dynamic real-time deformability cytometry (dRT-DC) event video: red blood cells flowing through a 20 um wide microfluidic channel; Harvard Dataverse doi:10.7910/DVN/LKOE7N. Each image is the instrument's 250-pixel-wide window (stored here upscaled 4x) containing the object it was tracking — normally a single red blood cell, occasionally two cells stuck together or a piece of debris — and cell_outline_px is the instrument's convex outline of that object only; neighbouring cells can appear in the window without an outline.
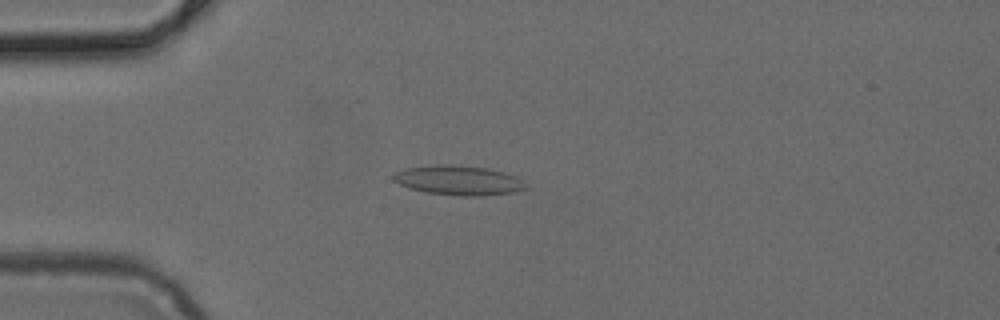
{"species": "common noctule bat (a hibernating species)", "species_latin": "Nyctalus noctula", "temperature_condition": "cold", "stored_images_in_passage": 4, "camera_frame_rate_fps": 3000, "um_per_image_px": 0.085, "animal": {"sex": "female", "body_mass_g": 24.6, "forearm_length_mm": 56.2}, "frame": {"image": 1, "passage_image": 4, "time_ms": 1.0, "image_size_px": [1000, 320], "cell_outline_px": [[524, 188], [512, 192], [480, 196], [460, 196], [428, 192], [408, 188], [392, 180], [392, 176], [396, 172], [404, 168], [432, 164], [452, 164], [488, 168], [504, 172], [516, 176], [524, 184]], "centroid_in_image_um": [38.9, 15.31], "position_along_channel_um": 46.1, "area_um2": 22.77}}